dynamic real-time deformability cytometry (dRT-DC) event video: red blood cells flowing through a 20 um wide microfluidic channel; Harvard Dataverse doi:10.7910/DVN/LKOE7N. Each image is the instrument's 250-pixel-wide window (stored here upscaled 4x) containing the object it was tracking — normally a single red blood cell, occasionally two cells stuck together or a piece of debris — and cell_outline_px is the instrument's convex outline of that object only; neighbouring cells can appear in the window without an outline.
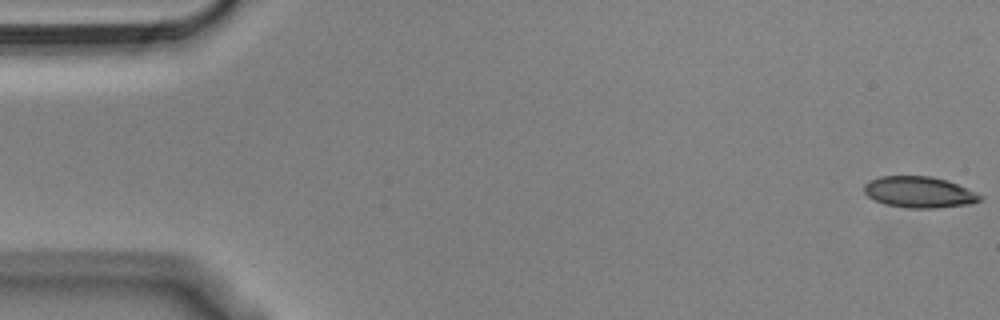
{"species": "Egyptian fruit bat (a non-hibernating species)", "species_latin": "Rousettus aegyptiacus", "temperature_condition": "cold", "stored_images_in_passage": 55, "camera_frame_rate_fps": 3000, "um_per_image_px": 0.085, "animal": {"sex": "male"}, "frame": {"image": 1, "passage_image": 1, "time_ms": 0.0, "image_size_px": [1000, 320], "cell_outline_px": [[984, 196], [980, 200], [972, 204], [936, 208], [908, 208], [884, 204], [868, 196], [864, 192], [864, 184], [880, 176], [932, 176], [948, 180], [976, 192]], "centroid_in_image_um": [78.16, 16.33], "position_along_channel_um": 6.8, "area_um2": 21.15}}
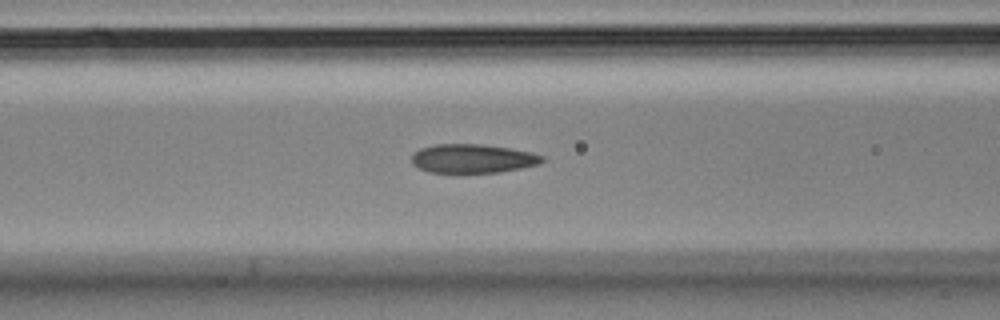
{"frame": {"image": 2, "passage_image": 22, "time_ms": 7.0, "image_size_px": [1000, 320], "cell_outline_px": [[544, 160], [540, 164], [500, 172], [464, 176], [460, 176], [428, 172], [412, 164], [412, 152], [420, 148], [436, 144], [480, 144], [508, 148], [528, 152], [544, 156]], "centroid_in_image_um": [40.11, 13.53], "position_along_channel_um": 126.5, "area_um2": 22.89}}
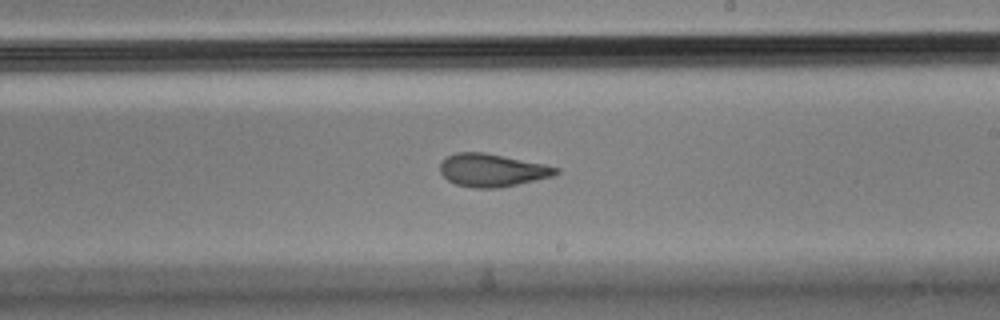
{"frame": {"image": 3, "passage_image": 32, "time_ms": 10.333, "image_size_px": [1000, 320], "cell_outline_px": [[560, 172], [552, 176], [500, 188], [472, 188], [456, 184], [448, 180], [440, 172], [440, 164], [444, 156], [456, 152], [484, 152], [544, 164], [560, 168]], "centroid_in_image_um": [41.8, 14.46], "position_along_channel_um": 247.2, "area_um2": 22.25}, "authors_computed_cell_mechanics": {"area_um2": 22.3108, "velocity_mm_per_s": 3.6229, "shape_relaxation_time_tau1_ms": 5.901, "shape_relaxation_time_tau2_ms": 1.8817, "deformation_change_tau1": 0.1714, "deformation_change_tau2": 0.087}}